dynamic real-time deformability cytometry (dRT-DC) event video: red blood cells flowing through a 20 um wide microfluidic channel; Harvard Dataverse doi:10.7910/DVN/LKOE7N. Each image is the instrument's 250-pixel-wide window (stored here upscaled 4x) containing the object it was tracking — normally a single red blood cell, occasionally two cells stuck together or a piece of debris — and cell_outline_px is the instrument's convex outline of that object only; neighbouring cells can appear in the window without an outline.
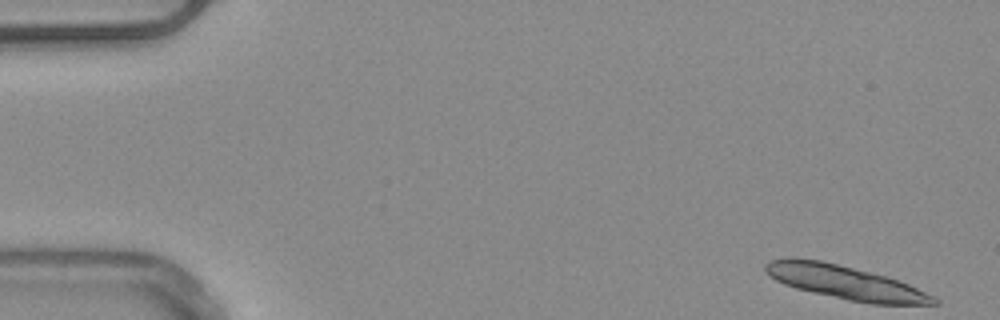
{"species": "common noctule bat (a hibernating species)", "species_latin": "Nyctalus noctula", "temperature_condition": "warm", "stored_images_in_passage": 14, "camera_frame_rate_fps": 3000, "um_per_image_px": 0.085, "animal": {"sex": "male", "body_mass_g": 20.4}, "frame": {"image": 1, "passage_image": 1, "time_ms": 0.0, "image_size_px": [1000, 320], "cell_outline_px": [[940, 304], [872, 304], [848, 300], [796, 288], [784, 284], [776, 280], [764, 272], [764, 264], [768, 260], [788, 256], [792, 256], [820, 260], [884, 276], [908, 284], [936, 296], [940, 300]], "centroid_in_image_um": [71.79, 23.99], "position_along_channel_um": 13.2, "area_um2": 33.0}}